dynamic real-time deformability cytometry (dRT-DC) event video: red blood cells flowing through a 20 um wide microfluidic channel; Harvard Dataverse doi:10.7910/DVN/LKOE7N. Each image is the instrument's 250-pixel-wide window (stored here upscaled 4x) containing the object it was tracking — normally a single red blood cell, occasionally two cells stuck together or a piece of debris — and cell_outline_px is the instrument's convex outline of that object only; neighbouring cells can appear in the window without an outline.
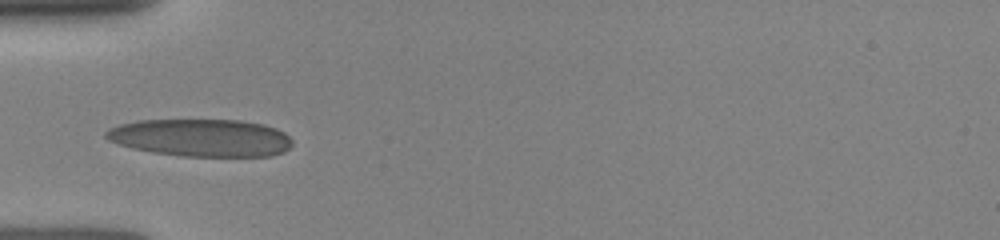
{"species": "human", "species_latin": "Homo sapiens", "temperature_condition": "room temperature", "stored_images_in_passage": 28, "camera_frame_rate_fps": 3000, "um_per_image_px": 0.085, "donor": {"sex": "female"}, "frame": {"image": 1, "passage_image": 1, "time_ms": 0.0, "image_size_px": [1000, 240], "cell_outline_px": [[292, 144], [284, 152], [272, 156], [180, 156], [152, 152], [132, 148], [108, 140], [104, 136], [104, 132], [108, 128], [120, 124], [136, 120], [240, 120], [264, 124], [276, 128], [284, 132], [292, 140]], "centroid_in_image_um": [17.08, 11.7], "position_along_channel_um": 67.9, "area_um2": 40.98}}
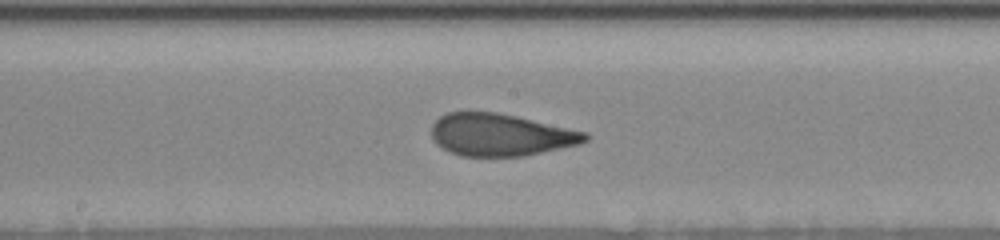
{"frame": {"image": 2, "passage_image": 16, "time_ms": 3.333, "image_size_px": [1000, 240], "cell_outline_px": [[588, 140], [580, 144], [524, 156], [460, 156], [436, 144], [432, 140], [432, 124], [440, 116], [448, 112], [500, 112], [584, 132], [588, 136]], "centroid_in_image_um": [42.51, 11.46], "position_along_channel_um": 205.7, "area_um2": 37.63}}
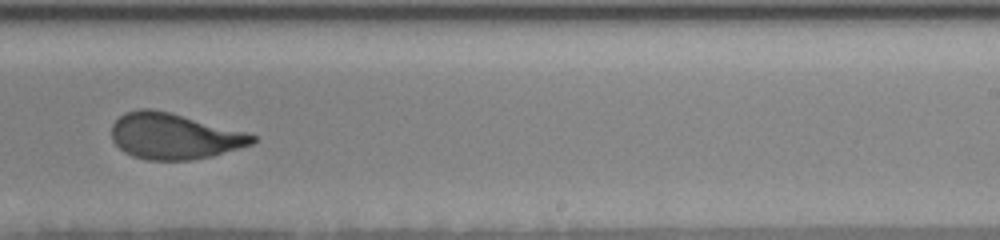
{"frame": {"image": 3, "passage_image": 24, "time_ms": 5.0, "image_size_px": [1000, 240], "cell_outline_px": [[256, 140], [252, 144], [212, 156], [192, 160], [148, 160], [132, 156], [124, 152], [112, 140], [112, 124], [124, 112], [140, 108], [152, 108], [248, 132], [256, 136]], "centroid_in_image_um": [14.78, 11.57], "position_along_channel_um": 274.2, "area_um2": 37.69}}